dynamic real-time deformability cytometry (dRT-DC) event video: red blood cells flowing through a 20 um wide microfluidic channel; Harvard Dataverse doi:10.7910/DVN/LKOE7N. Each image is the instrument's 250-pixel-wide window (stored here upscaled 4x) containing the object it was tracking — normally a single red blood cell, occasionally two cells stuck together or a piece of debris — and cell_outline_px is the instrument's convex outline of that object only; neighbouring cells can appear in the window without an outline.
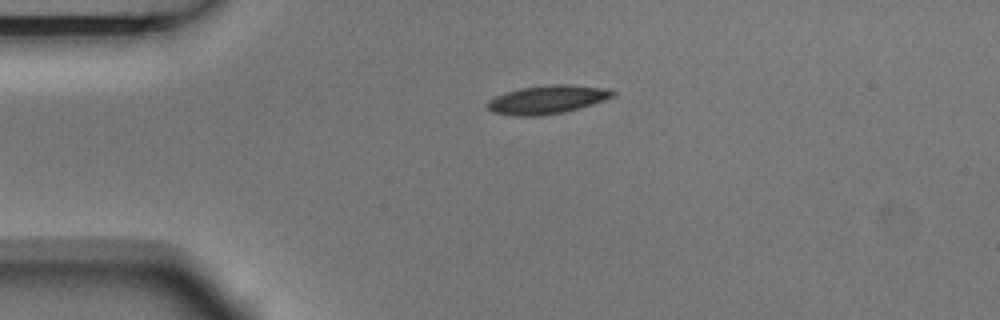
{"species": "Egyptian fruit bat (a non-hibernating species)", "species_latin": "Rousettus aegyptiacus", "temperature_condition": "room temperature", "stored_images_in_passage": 3, "camera_frame_rate_fps": 3000, "um_per_image_px": 0.085, "animal": {"sex": "male"}, "frame": {"image": 1, "passage_image": 1, "time_ms": 0.0, "image_size_px": [1000, 320], "cell_outline_px": [[616, 96], [580, 108], [564, 112], [540, 116], [516, 116], [492, 112], [484, 104], [488, 100], [496, 96], [520, 88], [552, 84], [572, 84], [604, 88], [616, 92]], "centroid_in_image_um": [46.52, 8.47], "position_along_channel_um": 38.5, "area_um2": 20.87}}
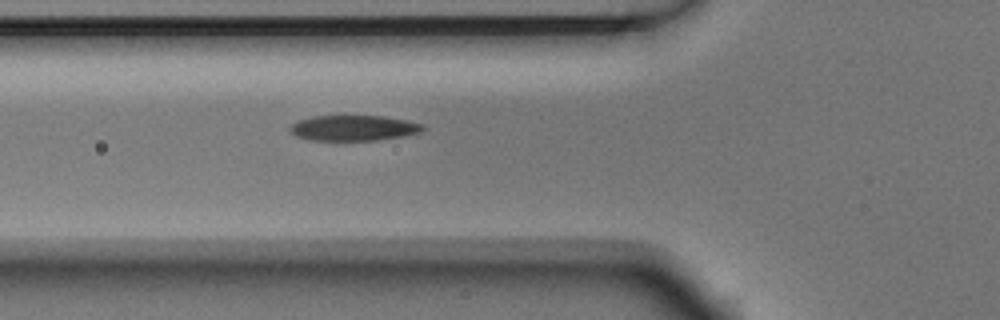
{"frame": {"image": 2, "passage_image": 3, "time_ms": 0.667, "image_size_px": [1000, 320], "cell_outline_px": [[424, 128], [420, 132], [404, 136], [380, 140], [308, 140], [296, 136], [288, 128], [292, 124], [300, 120], [312, 116], [384, 116], [424, 124]], "centroid_in_image_um": [30.06, 10.88], "position_along_channel_um": 95.7, "area_um2": 19.65}}